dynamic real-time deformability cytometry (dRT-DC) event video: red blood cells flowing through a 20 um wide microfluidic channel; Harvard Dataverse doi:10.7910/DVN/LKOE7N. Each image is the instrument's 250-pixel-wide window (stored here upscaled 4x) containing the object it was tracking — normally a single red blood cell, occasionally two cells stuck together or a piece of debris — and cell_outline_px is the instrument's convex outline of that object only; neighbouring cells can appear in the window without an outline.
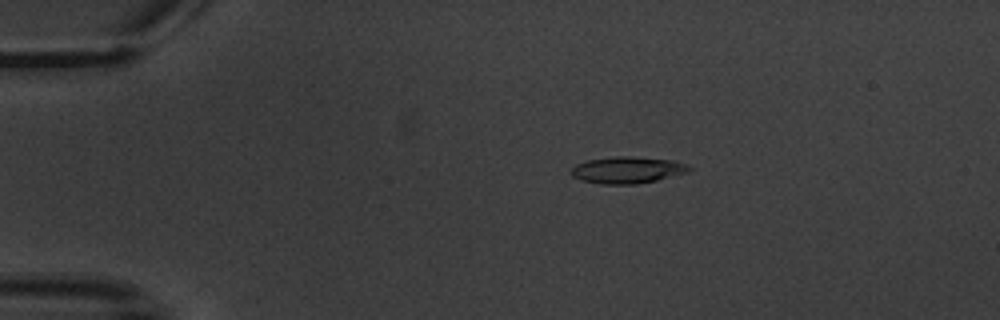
{"species": "common noctule bat (a hibernating species)", "species_latin": "Nyctalus noctula", "temperature_condition": "warm", "stored_images_in_passage": 7, "camera_frame_rate_fps": 3000, "um_per_image_px": 0.085, "animal": {"sex": "male", "body_mass_g": 20.1, "forearm_length_mm": 53.5}, "frame": {"image": 1, "passage_image": 3, "time_ms": 2.333, "image_size_px": [1000, 320], "cell_outline_px": [[692, 168], [688, 172], [656, 180], [636, 184], [604, 184], [580, 180], [572, 176], [572, 168], [576, 164], [588, 160], [616, 156], [628, 156], [672, 160], [684, 164]], "centroid_in_image_um": [53.31, 14.45], "position_along_channel_um": 31.7, "area_um2": 18.09}}
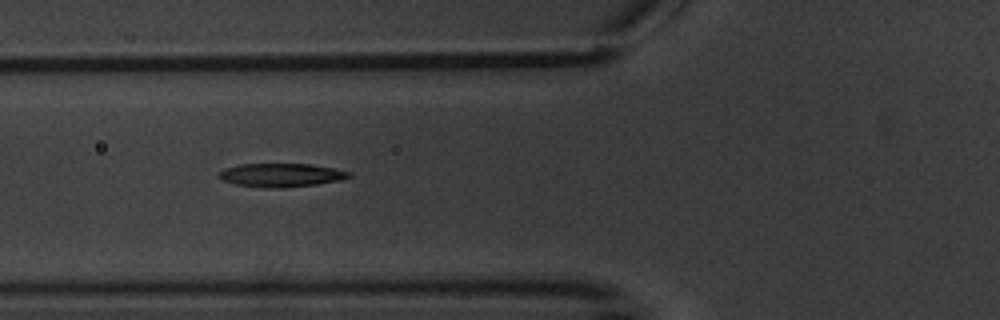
{"frame": {"image": 2, "passage_image": 6, "time_ms": 6.0, "image_size_px": [1000, 320], "cell_outline_px": [[352, 176], [340, 180], [316, 184], [284, 188], [264, 188], [236, 184], [224, 180], [216, 176], [220, 172], [228, 168], [240, 164], [312, 164], [352, 172]], "centroid_in_image_um": [23.93, 14.89], "position_along_channel_um": 101.9, "area_um2": 17.74}}
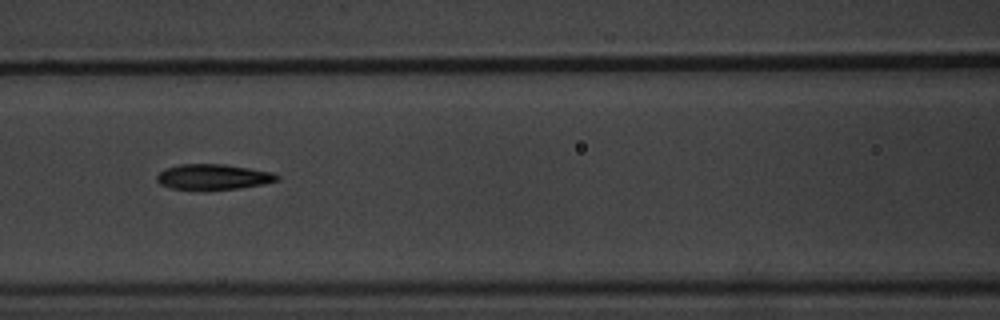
{"frame": {"image": 3, "passage_image": 7, "time_ms": 7.333, "image_size_px": [1000, 320], "cell_outline_px": [[280, 180], [264, 184], [240, 188], [200, 192], [172, 188], [160, 184], [156, 180], [156, 176], [160, 172], [168, 168], [180, 164], [224, 164], [272, 172], [280, 176]], "centroid_in_image_um": [18.12, 15.07], "position_along_channel_um": 148.5, "area_um2": 18.32}}